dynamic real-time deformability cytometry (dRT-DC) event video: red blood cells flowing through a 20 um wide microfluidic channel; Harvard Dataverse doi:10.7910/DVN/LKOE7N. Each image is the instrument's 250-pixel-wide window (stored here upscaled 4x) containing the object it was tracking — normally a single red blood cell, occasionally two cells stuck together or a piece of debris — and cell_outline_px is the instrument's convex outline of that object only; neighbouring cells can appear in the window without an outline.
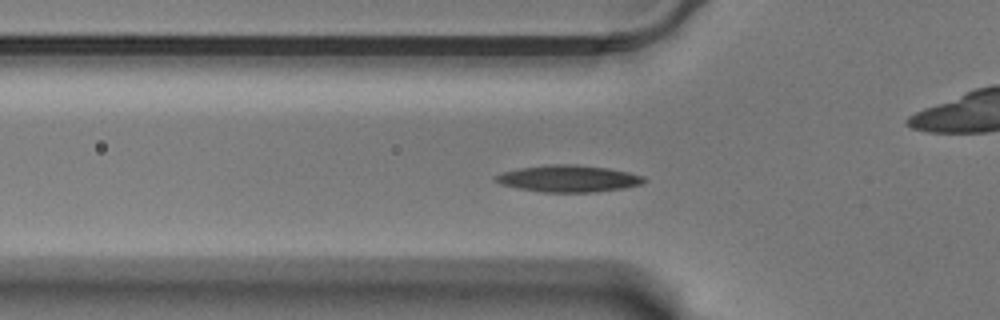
{"species": "Egyptian fruit bat (a non-hibernating species)", "species_latin": "Rousettus aegyptiacus", "temperature_condition": "warm", "stored_images_in_passage": 43, "camera_frame_rate_fps": 3000, "um_per_image_px": 0.085, "animal": {"sex": "male"}, "frame": {"image": 1, "passage_image": 4, "time_ms": 1.0, "image_size_px": [1000, 320], "cell_outline_px": [[648, 180], [640, 184], [624, 188], [592, 192], [544, 192], [520, 188], [500, 184], [492, 180], [492, 176], [504, 172], [520, 168], [548, 164], [576, 164], [608, 168], [628, 172], [644, 176]], "centroid_in_image_um": [48.31, 15.17], "position_along_channel_um": 77.5, "area_um2": 23.18}}
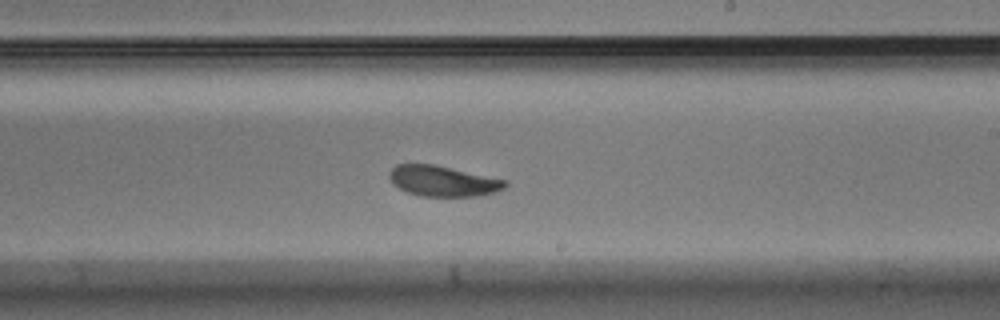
{"frame": {"image": 2, "passage_image": 19, "time_ms": 6.0, "image_size_px": [1000, 320], "cell_outline_px": [[508, 184], [504, 188], [496, 192], [476, 196], [420, 196], [408, 192], [392, 184], [388, 176], [388, 172], [396, 164], [432, 164], [508, 180]], "centroid_in_image_um": [37.64, 15.39], "position_along_channel_um": 251.4, "area_um2": 20.63}}
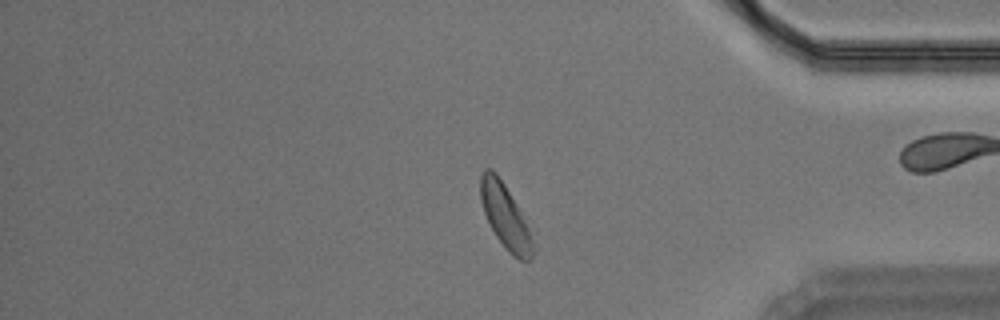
{"frame": {"image": 3, "passage_image": 33, "time_ms": 10.667, "image_size_px": [1000, 320], "cell_outline_px": [[536, 252], [528, 260], [520, 260], [512, 256], [508, 252], [496, 236], [484, 212], [480, 200], [480, 172], [484, 168], [492, 168], [496, 172], [504, 184], [516, 204], [528, 228]], "centroid_in_image_um": [42.92, 18.37], "position_along_channel_um": 392.3, "area_um2": 19.36}}